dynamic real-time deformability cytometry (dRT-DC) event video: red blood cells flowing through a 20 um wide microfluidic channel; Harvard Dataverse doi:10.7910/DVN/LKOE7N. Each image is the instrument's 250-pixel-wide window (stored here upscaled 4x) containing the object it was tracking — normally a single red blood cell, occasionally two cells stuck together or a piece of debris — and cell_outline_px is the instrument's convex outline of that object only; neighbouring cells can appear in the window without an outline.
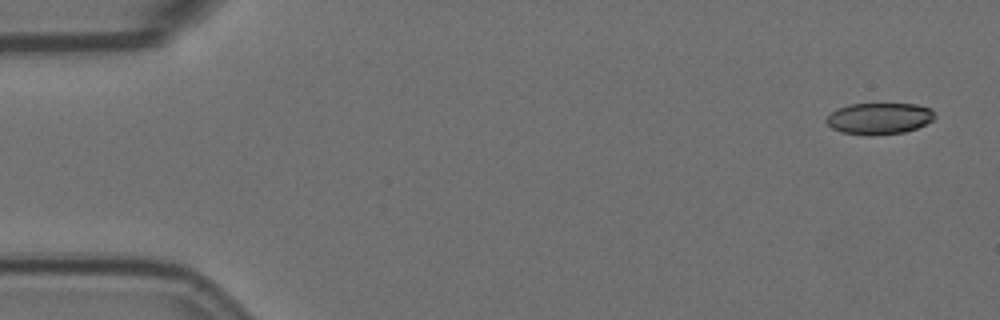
{"species": "Egyptian fruit bat (a non-hibernating species)", "species_latin": "Rousettus aegyptiacus", "temperature_condition": "room temperature", "stored_images_in_passage": 5, "camera_frame_rate_fps": 3000, "um_per_image_px": 0.085, "animal": {"sex": "female"}, "frame": {"image": 1, "passage_image": 1, "time_ms": 0.0, "image_size_px": [1000, 320], "cell_outline_px": [[936, 116], [932, 120], [916, 128], [904, 132], [872, 136], [868, 136], [840, 132], [832, 128], [824, 120], [836, 108], [848, 104], [916, 104], [932, 108]], "centroid_in_image_um": [74.71, 10.07], "position_along_channel_um": 10.3, "area_um2": 20.06}}